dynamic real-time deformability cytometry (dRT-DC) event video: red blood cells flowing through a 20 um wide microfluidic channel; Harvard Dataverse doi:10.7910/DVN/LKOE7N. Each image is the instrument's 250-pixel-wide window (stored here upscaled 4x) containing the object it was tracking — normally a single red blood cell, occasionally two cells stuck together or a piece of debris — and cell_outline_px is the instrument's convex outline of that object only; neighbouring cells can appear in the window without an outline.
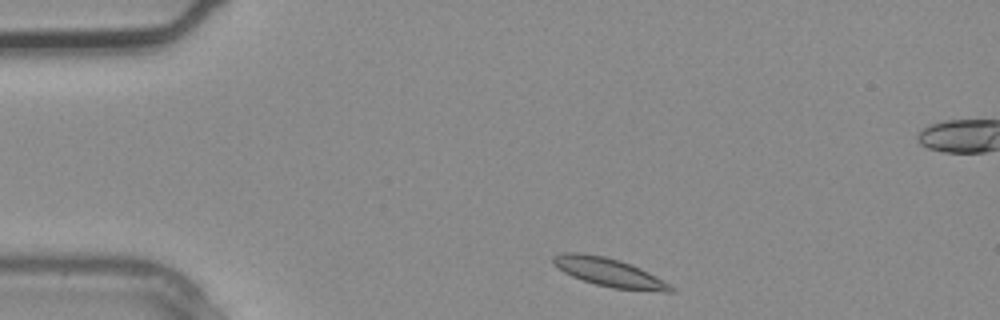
{"species": "common noctule bat (a hibernating species)", "species_latin": "Nyctalus noctula", "temperature_condition": "warm", "stored_images_in_passage": 3, "camera_frame_rate_fps": 3000, "um_per_image_px": 0.085, "animal": {"sex": "male", "body_mass_g": 20.4}, "frame": {"image": 1, "passage_image": 1, "time_ms": 0.0, "image_size_px": [1000, 320], "cell_outline_px": [[676, 292], [664, 292], [612, 288], [596, 284], [572, 276], [564, 272], [552, 264], [552, 256], [560, 252], [584, 252], [604, 256], [620, 260], [640, 268], [648, 272], [676, 288]], "centroid_in_image_um": [51.75, 23.14], "position_along_channel_um": 33.2, "area_um2": 19.65}}